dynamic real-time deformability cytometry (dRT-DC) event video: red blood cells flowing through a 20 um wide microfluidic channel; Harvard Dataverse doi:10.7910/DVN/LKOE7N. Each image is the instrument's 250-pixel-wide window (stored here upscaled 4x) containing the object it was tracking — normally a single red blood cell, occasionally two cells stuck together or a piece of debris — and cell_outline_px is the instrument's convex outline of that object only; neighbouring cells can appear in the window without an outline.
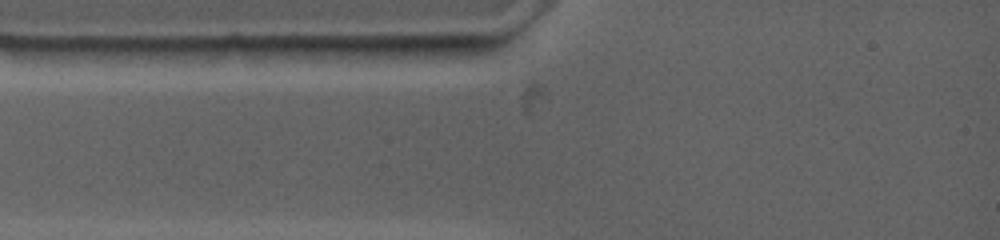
{"species": "common noctule bat (a hibernating species)", "species_latin": "Nyctalus noctula", "temperature_condition": "warm", "stored_images_in_passage": 1, "camera_frame_rate_fps": 4500, "um_per_image_px": 0.085, "animal": {"sex": "female", "body_mass_g": 19.0, "forearm_length_mm": 53.3}, "frame": {"image": 1, "passage_image": 1, "time_ms": 0.0, "image_size_px": [1000, 240], "cell_outline_px": [[208, 48], [164, 64], [124, 64], [96, 56], [80, 48]], "centroid_in_image_um": [12.11, 4.65], "position_along_channel_um": 72.9, "area_um2": 10.06}}